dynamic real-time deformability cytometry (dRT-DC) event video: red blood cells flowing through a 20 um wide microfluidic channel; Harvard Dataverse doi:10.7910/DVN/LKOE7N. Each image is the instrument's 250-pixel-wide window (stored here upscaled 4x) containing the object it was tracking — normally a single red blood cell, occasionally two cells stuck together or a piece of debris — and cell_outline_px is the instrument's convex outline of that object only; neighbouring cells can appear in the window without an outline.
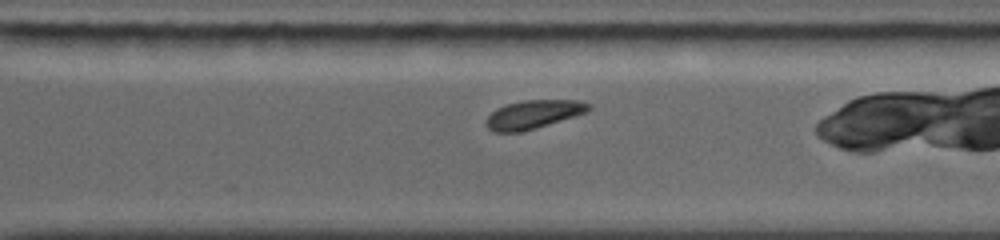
{"species": "common noctule bat (a hibernating species)", "species_latin": "Nyctalus noctula", "temperature_condition": "warm", "stored_images_in_passage": 18, "camera_frame_rate_fps": 5000, "um_per_image_px": 0.085, "animal": {"sex": "female", "body_mass_g": 19.0, "forearm_length_mm": 56.7}, "frame": {"image": 1, "passage_image": 13, "time_ms": 5.8, "image_size_px": [1000, 240], "cell_outline_px": [[592, 108], [588, 112], [536, 128], [520, 132], [496, 132], [488, 128], [484, 124], [484, 120], [496, 108], [508, 104], [524, 100], [580, 100], [592, 104]], "centroid_in_image_um": [45.36, 9.72], "position_along_channel_um": 325.2, "area_um2": 17.17}}